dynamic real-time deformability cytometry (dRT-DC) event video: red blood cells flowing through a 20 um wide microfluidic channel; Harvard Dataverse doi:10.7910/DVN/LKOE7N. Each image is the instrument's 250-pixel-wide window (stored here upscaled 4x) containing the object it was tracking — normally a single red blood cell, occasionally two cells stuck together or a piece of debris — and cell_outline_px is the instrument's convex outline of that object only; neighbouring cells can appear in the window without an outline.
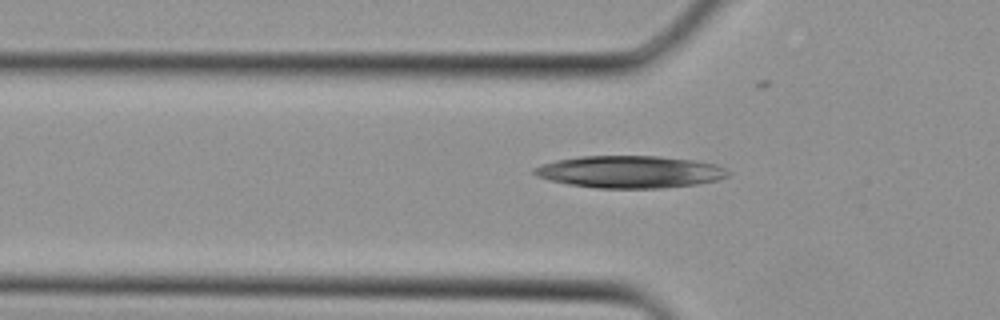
{"species": "Egyptian fruit bat (a non-hibernating species)", "species_latin": "Rousettus aegyptiacus", "temperature_condition": "cold", "stored_images_in_passage": 3, "camera_frame_rate_fps": 3000, "um_per_image_px": 0.085, "animal": {"sex": "female"}, "frame": {"image": 1, "passage_image": 3, "time_ms": 0.667, "image_size_px": [1000, 320], "cell_outline_px": [[732, 172], [728, 176], [716, 180], [696, 184], [660, 188], [596, 188], [568, 184], [548, 180], [536, 176], [532, 172], [532, 168], [556, 160], [580, 156], [660, 156], [692, 160], [716, 164]], "centroid_in_image_um": [53.52, 14.6], "position_along_channel_um": 72.3, "area_um2": 36.41}}